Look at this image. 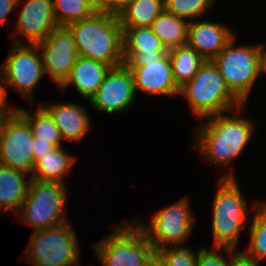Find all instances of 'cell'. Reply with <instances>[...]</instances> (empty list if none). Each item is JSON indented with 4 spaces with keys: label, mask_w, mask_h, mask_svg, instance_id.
I'll return each mask as SVG.
<instances>
[{
    "label": "cell",
    "mask_w": 266,
    "mask_h": 266,
    "mask_svg": "<svg viewBox=\"0 0 266 266\" xmlns=\"http://www.w3.org/2000/svg\"><path fill=\"white\" fill-rule=\"evenodd\" d=\"M245 104L228 112L206 118L197 129L195 149L206 162L224 168L237 158L253 136L254 123L250 118L236 116L243 111ZM234 111L239 113H234ZM236 116V117H235Z\"/></svg>",
    "instance_id": "cell-1"
},
{
    "label": "cell",
    "mask_w": 266,
    "mask_h": 266,
    "mask_svg": "<svg viewBox=\"0 0 266 266\" xmlns=\"http://www.w3.org/2000/svg\"><path fill=\"white\" fill-rule=\"evenodd\" d=\"M67 27L73 34L78 56L112 68L124 64L122 27L117 15L97 11Z\"/></svg>",
    "instance_id": "cell-2"
},
{
    "label": "cell",
    "mask_w": 266,
    "mask_h": 266,
    "mask_svg": "<svg viewBox=\"0 0 266 266\" xmlns=\"http://www.w3.org/2000/svg\"><path fill=\"white\" fill-rule=\"evenodd\" d=\"M199 119L231 112L242 103L228 89L219 68L213 60H206L193 79L179 89Z\"/></svg>",
    "instance_id": "cell-3"
},
{
    "label": "cell",
    "mask_w": 266,
    "mask_h": 266,
    "mask_svg": "<svg viewBox=\"0 0 266 266\" xmlns=\"http://www.w3.org/2000/svg\"><path fill=\"white\" fill-rule=\"evenodd\" d=\"M233 173L221 176L212 207L213 247L237 249L249 212Z\"/></svg>",
    "instance_id": "cell-4"
},
{
    "label": "cell",
    "mask_w": 266,
    "mask_h": 266,
    "mask_svg": "<svg viewBox=\"0 0 266 266\" xmlns=\"http://www.w3.org/2000/svg\"><path fill=\"white\" fill-rule=\"evenodd\" d=\"M114 227L112 233L93 246L103 266L156 265V251L135 220Z\"/></svg>",
    "instance_id": "cell-5"
},
{
    "label": "cell",
    "mask_w": 266,
    "mask_h": 266,
    "mask_svg": "<svg viewBox=\"0 0 266 266\" xmlns=\"http://www.w3.org/2000/svg\"><path fill=\"white\" fill-rule=\"evenodd\" d=\"M69 222L33 231L23 253L31 266H79L80 248Z\"/></svg>",
    "instance_id": "cell-6"
},
{
    "label": "cell",
    "mask_w": 266,
    "mask_h": 266,
    "mask_svg": "<svg viewBox=\"0 0 266 266\" xmlns=\"http://www.w3.org/2000/svg\"><path fill=\"white\" fill-rule=\"evenodd\" d=\"M67 191L60 182L32 179L18 218L34 231L69 222L64 209Z\"/></svg>",
    "instance_id": "cell-7"
},
{
    "label": "cell",
    "mask_w": 266,
    "mask_h": 266,
    "mask_svg": "<svg viewBox=\"0 0 266 266\" xmlns=\"http://www.w3.org/2000/svg\"><path fill=\"white\" fill-rule=\"evenodd\" d=\"M235 37L213 59L231 93L247 104L260 73V44L236 46Z\"/></svg>",
    "instance_id": "cell-8"
},
{
    "label": "cell",
    "mask_w": 266,
    "mask_h": 266,
    "mask_svg": "<svg viewBox=\"0 0 266 266\" xmlns=\"http://www.w3.org/2000/svg\"><path fill=\"white\" fill-rule=\"evenodd\" d=\"M187 197L167 205L152 215L148 224L139 218L135 221L144 230L147 240L155 251L171 246H182L188 239L195 223V215Z\"/></svg>",
    "instance_id": "cell-9"
},
{
    "label": "cell",
    "mask_w": 266,
    "mask_h": 266,
    "mask_svg": "<svg viewBox=\"0 0 266 266\" xmlns=\"http://www.w3.org/2000/svg\"><path fill=\"white\" fill-rule=\"evenodd\" d=\"M5 86L12 88L26 100H32L34 87L45 75L42 57L37 44L13 43L1 66Z\"/></svg>",
    "instance_id": "cell-10"
},
{
    "label": "cell",
    "mask_w": 266,
    "mask_h": 266,
    "mask_svg": "<svg viewBox=\"0 0 266 266\" xmlns=\"http://www.w3.org/2000/svg\"><path fill=\"white\" fill-rule=\"evenodd\" d=\"M34 136L28 121L15 109L4 122L0 137V165L32 175Z\"/></svg>",
    "instance_id": "cell-11"
},
{
    "label": "cell",
    "mask_w": 266,
    "mask_h": 266,
    "mask_svg": "<svg viewBox=\"0 0 266 266\" xmlns=\"http://www.w3.org/2000/svg\"><path fill=\"white\" fill-rule=\"evenodd\" d=\"M44 74L60 88L67 80L78 58L77 46L67 26H57L42 42L37 43Z\"/></svg>",
    "instance_id": "cell-12"
},
{
    "label": "cell",
    "mask_w": 266,
    "mask_h": 266,
    "mask_svg": "<svg viewBox=\"0 0 266 266\" xmlns=\"http://www.w3.org/2000/svg\"><path fill=\"white\" fill-rule=\"evenodd\" d=\"M136 94L131 70L123 64L109 70L89 102L96 110L111 115L130 107Z\"/></svg>",
    "instance_id": "cell-13"
},
{
    "label": "cell",
    "mask_w": 266,
    "mask_h": 266,
    "mask_svg": "<svg viewBox=\"0 0 266 266\" xmlns=\"http://www.w3.org/2000/svg\"><path fill=\"white\" fill-rule=\"evenodd\" d=\"M16 23L17 32L11 34L13 37L14 34L17 36L14 43L42 42L58 26L53 12V0H27L19 11ZM19 35H23L26 42Z\"/></svg>",
    "instance_id": "cell-14"
},
{
    "label": "cell",
    "mask_w": 266,
    "mask_h": 266,
    "mask_svg": "<svg viewBox=\"0 0 266 266\" xmlns=\"http://www.w3.org/2000/svg\"><path fill=\"white\" fill-rule=\"evenodd\" d=\"M131 70L136 93L146 95L179 96V87L173 78L172 64L168 53L158 61L124 62Z\"/></svg>",
    "instance_id": "cell-15"
},
{
    "label": "cell",
    "mask_w": 266,
    "mask_h": 266,
    "mask_svg": "<svg viewBox=\"0 0 266 266\" xmlns=\"http://www.w3.org/2000/svg\"><path fill=\"white\" fill-rule=\"evenodd\" d=\"M190 21L186 45L196 50L205 60H213L235 37L233 30L221 23Z\"/></svg>",
    "instance_id": "cell-16"
},
{
    "label": "cell",
    "mask_w": 266,
    "mask_h": 266,
    "mask_svg": "<svg viewBox=\"0 0 266 266\" xmlns=\"http://www.w3.org/2000/svg\"><path fill=\"white\" fill-rule=\"evenodd\" d=\"M41 106L50 114L64 140L81 141L90 130V119L86 109L77 103L65 102Z\"/></svg>",
    "instance_id": "cell-17"
},
{
    "label": "cell",
    "mask_w": 266,
    "mask_h": 266,
    "mask_svg": "<svg viewBox=\"0 0 266 266\" xmlns=\"http://www.w3.org/2000/svg\"><path fill=\"white\" fill-rule=\"evenodd\" d=\"M111 68L104 63L78 56L69 77L60 89L75 86L82 98L90 100Z\"/></svg>",
    "instance_id": "cell-18"
},
{
    "label": "cell",
    "mask_w": 266,
    "mask_h": 266,
    "mask_svg": "<svg viewBox=\"0 0 266 266\" xmlns=\"http://www.w3.org/2000/svg\"><path fill=\"white\" fill-rule=\"evenodd\" d=\"M26 172L0 165V210L2 212L20 211L31 183Z\"/></svg>",
    "instance_id": "cell-19"
},
{
    "label": "cell",
    "mask_w": 266,
    "mask_h": 266,
    "mask_svg": "<svg viewBox=\"0 0 266 266\" xmlns=\"http://www.w3.org/2000/svg\"><path fill=\"white\" fill-rule=\"evenodd\" d=\"M75 155H71L60 147L48 152L39 159L33 168L31 179L64 183V176L68 174L76 162Z\"/></svg>",
    "instance_id": "cell-20"
},
{
    "label": "cell",
    "mask_w": 266,
    "mask_h": 266,
    "mask_svg": "<svg viewBox=\"0 0 266 266\" xmlns=\"http://www.w3.org/2000/svg\"><path fill=\"white\" fill-rule=\"evenodd\" d=\"M164 10V0H131L117 17L121 27H151Z\"/></svg>",
    "instance_id": "cell-21"
},
{
    "label": "cell",
    "mask_w": 266,
    "mask_h": 266,
    "mask_svg": "<svg viewBox=\"0 0 266 266\" xmlns=\"http://www.w3.org/2000/svg\"><path fill=\"white\" fill-rule=\"evenodd\" d=\"M168 55L172 64L173 78L179 88L191 81L206 61L196 50L187 45L169 49Z\"/></svg>",
    "instance_id": "cell-22"
},
{
    "label": "cell",
    "mask_w": 266,
    "mask_h": 266,
    "mask_svg": "<svg viewBox=\"0 0 266 266\" xmlns=\"http://www.w3.org/2000/svg\"><path fill=\"white\" fill-rule=\"evenodd\" d=\"M189 21L165 10L155 19L151 28L169 50L187 43Z\"/></svg>",
    "instance_id": "cell-23"
},
{
    "label": "cell",
    "mask_w": 266,
    "mask_h": 266,
    "mask_svg": "<svg viewBox=\"0 0 266 266\" xmlns=\"http://www.w3.org/2000/svg\"><path fill=\"white\" fill-rule=\"evenodd\" d=\"M123 54L168 51L151 27H122Z\"/></svg>",
    "instance_id": "cell-24"
},
{
    "label": "cell",
    "mask_w": 266,
    "mask_h": 266,
    "mask_svg": "<svg viewBox=\"0 0 266 266\" xmlns=\"http://www.w3.org/2000/svg\"><path fill=\"white\" fill-rule=\"evenodd\" d=\"M16 110L28 121L35 140L49 142L55 147L62 146L63 138L50 114L39 104L35 114L23 108Z\"/></svg>",
    "instance_id": "cell-25"
},
{
    "label": "cell",
    "mask_w": 266,
    "mask_h": 266,
    "mask_svg": "<svg viewBox=\"0 0 266 266\" xmlns=\"http://www.w3.org/2000/svg\"><path fill=\"white\" fill-rule=\"evenodd\" d=\"M254 205L255 214L248 224L250 225L248 250L244 252L260 263L266 259V202L258 200Z\"/></svg>",
    "instance_id": "cell-26"
},
{
    "label": "cell",
    "mask_w": 266,
    "mask_h": 266,
    "mask_svg": "<svg viewBox=\"0 0 266 266\" xmlns=\"http://www.w3.org/2000/svg\"><path fill=\"white\" fill-rule=\"evenodd\" d=\"M53 12L58 26H67L97 12L94 0H53Z\"/></svg>",
    "instance_id": "cell-27"
},
{
    "label": "cell",
    "mask_w": 266,
    "mask_h": 266,
    "mask_svg": "<svg viewBox=\"0 0 266 266\" xmlns=\"http://www.w3.org/2000/svg\"><path fill=\"white\" fill-rule=\"evenodd\" d=\"M215 0H164L165 11L190 21L200 19ZM199 17V18H198Z\"/></svg>",
    "instance_id": "cell-28"
},
{
    "label": "cell",
    "mask_w": 266,
    "mask_h": 266,
    "mask_svg": "<svg viewBox=\"0 0 266 266\" xmlns=\"http://www.w3.org/2000/svg\"><path fill=\"white\" fill-rule=\"evenodd\" d=\"M198 254L184 245L164 247L156 251V266H197Z\"/></svg>",
    "instance_id": "cell-29"
},
{
    "label": "cell",
    "mask_w": 266,
    "mask_h": 266,
    "mask_svg": "<svg viewBox=\"0 0 266 266\" xmlns=\"http://www.w3.org/2000/svg\"><path fill=\"white\" fill-rule=\"evenodd\" d=\"M223 247H213L211 250L201 246L199 248L197 266H228L226 257L220 254Z\"/></svg>",
    "instance_id": "cell-30"
},
{
    "label": "cell",
    "mask_w": 266,
    "mask_h": 266,
    "mask_svg": "<svg viewBox=\"0 0 266 266\" xmlns=\"http://www.w3.org/2000/svg\"><path fill=\"white\" fill-rule=\"evenodd\" d=\"M223 251L230 256L231 260L228 261V266H261V263H258L244 251L229 247H223Z\"/></svg>",
    "instance_id": "cell-31"
},
{
    "label": "cell",
    "mask_w": 266,
    "mask_h": 266,
    "mask_svg": "<svg viewBox=\"0 0 266 266\" xmlns=\"http://www.w3.org/2000/svg\"><path fill=\"white\" fill-rule=\"evenodd\" d=\"M131 0H94L96 10L99 12L110 13L118 15L119 12Z\"/></svg>",
    "instance_id": "cell-32"
},
{
    "label": "cell",
    "mask_w": 266,
    "mask_h": 266,
    "mask_svg": "<svg viewBox=\"0 0 266 266\" xmlns=\"http://www.w3.org/2000/svg\"><path fill=\"white\" fill-rule=\"evenodd\" d=\"M168 51L154 52V54H123L124 62H151L162 59Z\"/></svg>",
    "instance_id": "cell-33"
},
{
    "label": "cell",
    "mask_w": 266,
    "mask_h": 266,
    "mask_svg": "<svg viewBox=\"0 0 266 266\" xmlns=\"http://www.w3.org/2000/svg\"><path fill=\"white\" fill-rule=\"evenodd\" d=\"M56 147L49 142H43L34 139V149H33V156H34V165L35 163L41 159L44 155L48 152L54 150Z\"/></svg>",
    "instance_id": "cell-34"
},
{
    "label": "cell",
    "mask_w": 266,
    "mask_h": 266,
    "mask_svg": "<svg viewBox=\"0 0 266 266\" xmlns=\"http://www.w3.org/2000/svg\"><path fill=\"white\" fill-rule=\"evenodd\" d=\"M21 1L23 0H0V26Z\"/></svg>",
    "instance_id": "cell-35"
},
{
    "label": "cell",
    "mask_w": 266,
    "mask_h": 266,
    "mask_svg": "<svg viewBox=\"0 0 266 266\" xmlns=\"http://www.w3.org/2000/svg\"><path fill=\"white\" fill-rule=\"evenodd\" d=\"M7 92H6V86H5V79H4V74L3 70L0 67V112H12L16 109L12 108L11 109L7 105Z\"/></svg>",
    "instance_id": "cell-36"
},
{
    "label": "cell",
    "mask_w": 266,
    "mask_h": 266,
    "mask_svg": "<svg viewBox=\"0 0 266 266\" xmlns=\"http://www.w3.org/2000/svg\"><path fill=\"white\" fill-rule=\"evenodd\" d=\"M266 72V49L265 45L260 44V73Z\"/></svg>",
    "instance_id": "cell-37"
},
{
    "label": "cell",
    "mask_w": 266,
    "mask_h": 266,
    "mask_svg": "<svg viewBox=\"0 0 266 266\" xmlns=\"http://www.w3.org/2000/svg\"><path fill=\"white\" fill-rule=\"evenodd\" d=\"M9 113L10 112H0V137L4 127L5 118Z\"/></svg>",
    "instance_id": "cell-38"
}]
</instances>
